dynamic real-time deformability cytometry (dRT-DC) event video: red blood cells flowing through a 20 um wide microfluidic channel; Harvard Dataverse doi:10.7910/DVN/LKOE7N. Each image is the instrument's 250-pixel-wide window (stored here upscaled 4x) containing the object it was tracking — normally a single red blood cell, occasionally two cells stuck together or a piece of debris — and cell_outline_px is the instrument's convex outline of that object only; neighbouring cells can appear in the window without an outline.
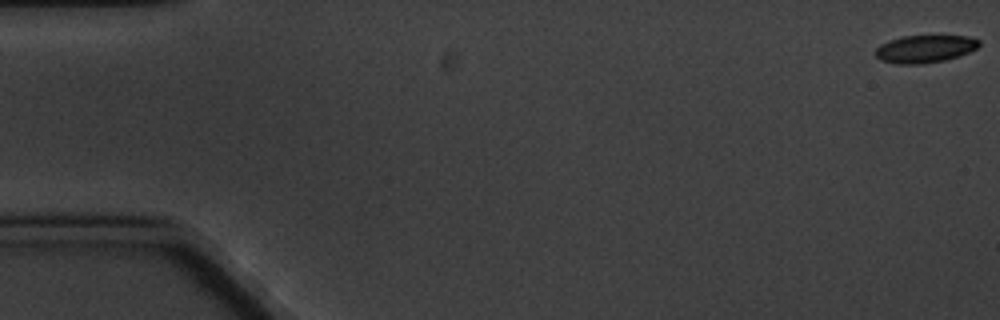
{"species": "common noctule bat (a hibernating species)", "species_latin": "Nyctalus noctula", "temperature_condition": "cold", "stored_images_in_passage": 6, "camera_frame_rate_fps": 3000, "um_per_image_px": 0.085, "animal": {"sex": "male", "body_mass_g": 20.1, "forearm_length_mm": 53.5}, "frame": {"image": 1, "passage_image": 1, "time_ms": 0.0, "image_size_px": [1000, 320], "cell_outline_px": [[980, 44], [976, 48], [968, 52], [944, 60], [924, 64], [896, 64], [880, 60], [876, 56], [876, 48], [880, 44], [904, 36], [968, 36], [980, 40]], "centroid_in_image_um": [78.6, 4.16], "position_along_channel_um": 6.4, "area_um2": 16.47}}
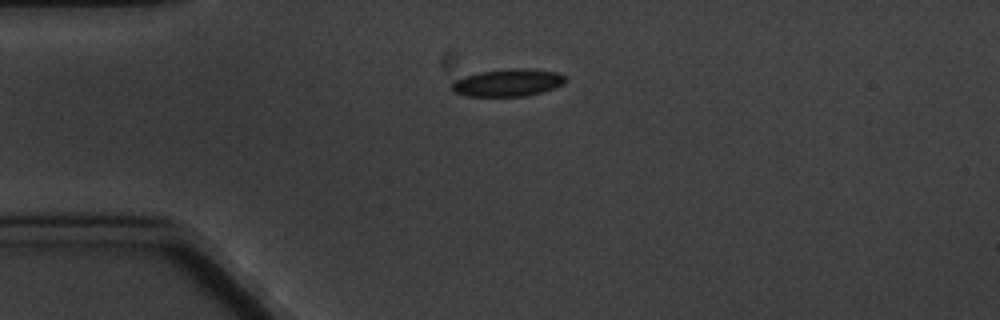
{"frame": {"image": 2, "passage_image": 5, "time_ms": 4.667, "image_size_px": [1000, 320], "cell_outline_px": [[568, 80], [564, 84], [540, 92], [524, 96], [468, 96], [452, 92], [452, 84], [456, 80], [464, 76], [480, 72], [512, 68], [528, 68], [556, 72], [564, 76]], "centroid_in_image_um": [43.17, 7.02], "position_along_channel_um": 41.8, "area_um2": 18.03}}